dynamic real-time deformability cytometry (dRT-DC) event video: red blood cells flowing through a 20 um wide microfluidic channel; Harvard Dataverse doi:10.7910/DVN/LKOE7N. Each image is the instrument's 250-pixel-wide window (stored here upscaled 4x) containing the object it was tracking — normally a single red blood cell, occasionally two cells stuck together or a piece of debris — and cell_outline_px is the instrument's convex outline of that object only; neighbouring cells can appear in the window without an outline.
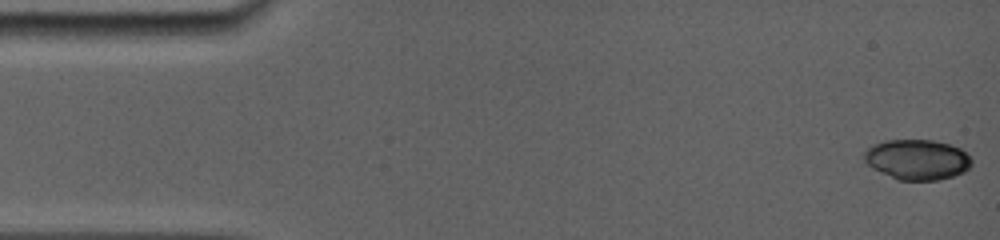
{"species": "common noctule bat (a hibernating species)", "species_latin": "Nyctalus noctula", "temperature_condition": "room temperature", "stored_images_in_passage": 13, "camera_frame_rate_fps": 5000, "um_per_image_px": 0.085, "animal": {"sex": "female", "body_mass_g": 19.0, "forearm_length_mm": 56.7}, "frame": {"image": 1, "passage_image": 1, "time_ms": 0.0, "image_size_px": [1000, 240], "cell_outline_px": [[972, 164], [964, 172], [940, 180], [896, 180], [872, 168], [864, 160], [864, 152], [868, 148], [884, 140], [932, 140], [948, 144], [960, 148], [972, 160]], "centroid_in_image_um": [77.95, 13.57], "position_along_channel_um": 7.0, "area_um2": 25.14}}
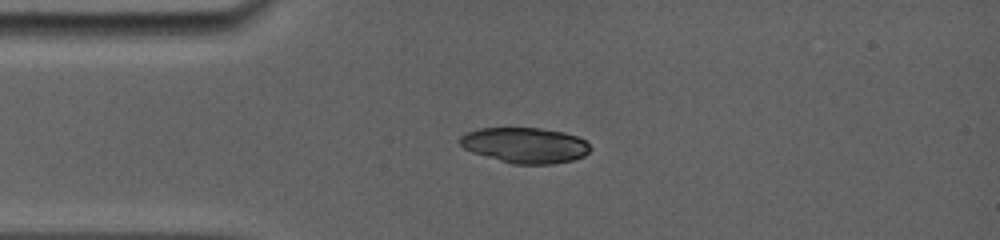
{"frame": {"image": 2, "passage_image": 11, "time_ms": 3.6, "image_size_px": [1000, 240], "cell_outline_px": [[588, 152], [584, 156], [572, 160], [552, 164], [512, 164], [472, 152], [464, 148], [460, 144], [460, 136], [464, 132], [480, 128], [540, 128], [564, 132], [576, 136], [584, 140], [588, 144]], "centroid_in_image_um": [44.59, 12.34], "position_along_channel_um": 40.4, "area_um2": 26.88}}